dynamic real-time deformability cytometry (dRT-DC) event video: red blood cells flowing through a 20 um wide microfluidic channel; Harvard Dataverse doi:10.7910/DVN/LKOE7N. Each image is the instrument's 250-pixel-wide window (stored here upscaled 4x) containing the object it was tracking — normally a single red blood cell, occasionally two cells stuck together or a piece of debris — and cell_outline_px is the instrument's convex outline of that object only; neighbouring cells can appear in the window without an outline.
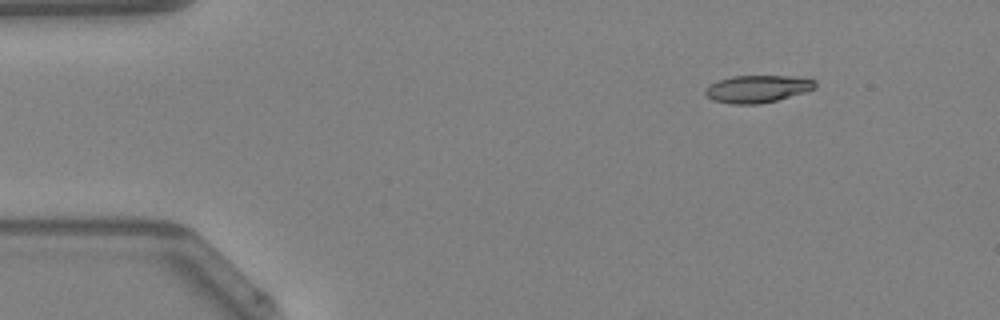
{"species": "Egyptian fruit bat (a non-hibernating species)", "species_latin": "Rousettus aegyptiacus", "temperature_condition": "warm", "stored_images_in_passage": 43, "camera_frame_rate_fps": 3000, "um_per_image_px": 0.085, "animal": {"sex": "female"}, "frame": {"image": 1, "passage_image": 1, "time_ms": 0.0, "image_size_px": [1000, 320], "cell_outline_px": [[816, 88], [804, 92], [776, 100], [760, 104], [732, 104], [712, 100], [704, 92], [704, 88], [720, 80], [732, 76], [788, 76], [816, 80]], "centroid_in_image_um": [64.37, 7.56], "position_along_channel_um": 20.6, "area_um2": 17.34}}
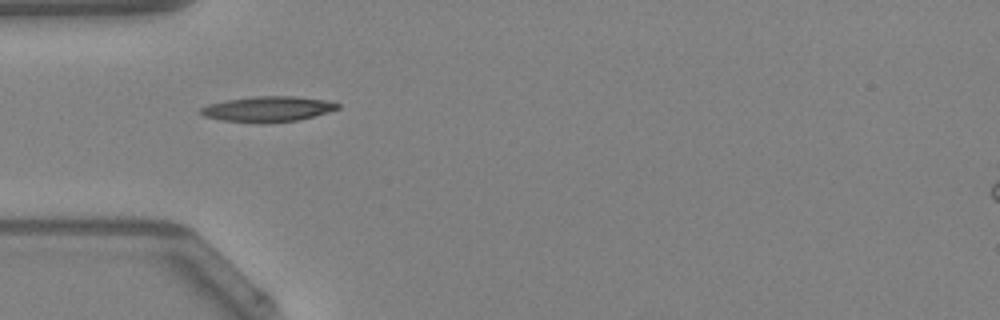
{"frame": {"image": 2, "passage_image": 10, "time_ms": 3.0, "image_size_px": [1000, 320], "cell_outline_px": [[340, 108], [328, 112], [296, 120], [264, 124], [260, 124], [220, 120], [204, 116], [200, 112], [200, 108], [208, 104], [228, 100], [256, 96], [292, 96], [324, 100], [340, 104]], "centroid_in_image_um": [22.73, 9.28], "position_along_channel_um": 62.3, "area_um2": 20.23}}
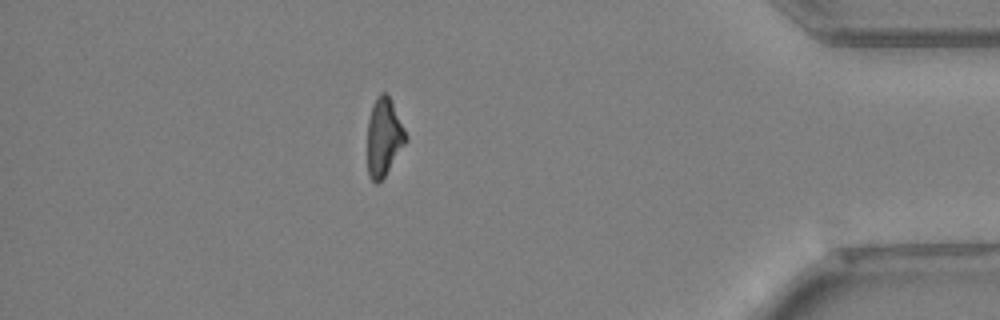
{"frame": {"image": 3, "passage_image": 37, "time_ms": 12.0, "image_size_px": [1000, 320], "cell_outline_px": [[408, 140], [384, 176], [376, 184], [368, 176], [368, 120], [372, 104], [376, 96], [380, 92], [384, 92], [388, 96], [408, 136]], "centroid_in_image_um": [32.62, 11.65], "position_along_channel_um": 402.6, "area_um2": 17.22}, "authors_computed_cell_mechanics": {"area_um2": 18.207, "velocity_mm_per_s": 4.2703, "shape_relaxation_time_tau1_ms": null, "shape_relaxation_time_tau2_ms": 6.9186, "deformation_change_tau1": null, "deformation_change_tau2": 0.2006}}